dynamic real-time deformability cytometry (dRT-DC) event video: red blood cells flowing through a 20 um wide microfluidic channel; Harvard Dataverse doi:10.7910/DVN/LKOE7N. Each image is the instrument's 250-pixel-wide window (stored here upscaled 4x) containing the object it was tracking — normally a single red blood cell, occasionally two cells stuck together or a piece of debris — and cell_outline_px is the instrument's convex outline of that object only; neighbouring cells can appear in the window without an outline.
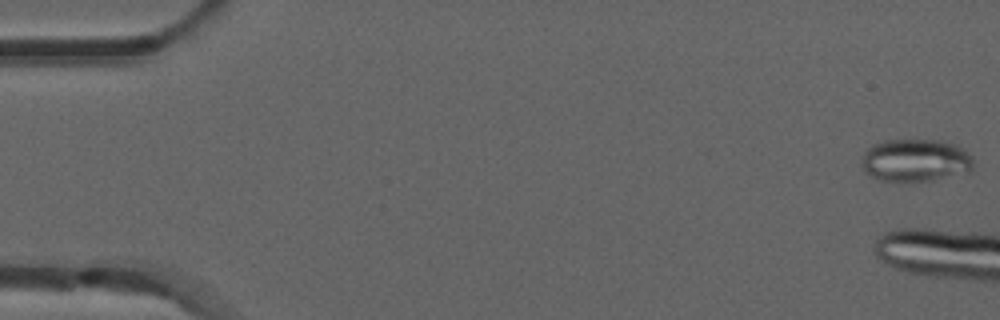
{"species": "common noctule bat (a hibernating species)", "species_latin": "Nyctalus noctula", "temperature_condition": "room temperature", "stored_images_in_passage": 9, "camera_frame_rate_fps": 3000, "um_per_image_px": 0.085, "animal": {"sex": "male", "forearm_length_mm": 52.5}, "frame": {"image": 1, "passage_image": 1, "time_ms": 0.0, "image_size_px": [1000, 320], "cell_outline_px": [[972, 168], [968, 172], [932, 180], [880, 180], [864, 172], [860, 164], [864, 152], [872, 144], [884, 140], [940, 140], [952, 144], [960, 148], [972, 156]], "centroid_in_image_um": [77.76, 13.61], "position_along_channel_um": 7.2, "area_um2": 27.51}}